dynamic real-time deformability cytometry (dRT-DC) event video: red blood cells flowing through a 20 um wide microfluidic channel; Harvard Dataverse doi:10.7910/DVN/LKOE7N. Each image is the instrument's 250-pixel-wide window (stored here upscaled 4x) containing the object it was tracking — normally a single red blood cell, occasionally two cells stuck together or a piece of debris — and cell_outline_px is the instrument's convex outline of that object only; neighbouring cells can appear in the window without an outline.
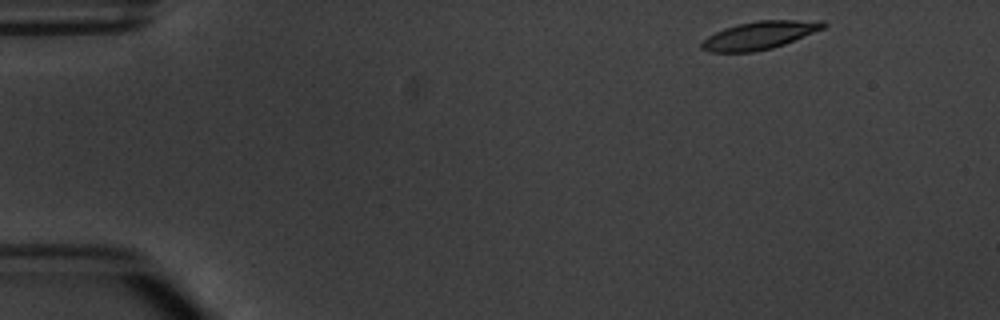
{"species": "common noctule bat (a hibernating species)", "species_latin": "Nyctalus noctula", "temperature_condition": "warm", "stored_images_in_passage": 6, "camera_frame_rate_fps": 3000, "um_per_image_px": 0.085, "animal": {"sex": "male", "body_mass_g": 20.1, "forearm_length_mm": 53.5}, "frame": {"image": 1, "passage_image": 1, "time_ms": 0.0, "image_size_px": [1000, 320], "cell_outline_px": [[828, 24], [824, 28], [784, 44], [772, 48], [752, 52], [708, 52], [700, 48], [700, 44], [708, 36], [724, 28], [736, 24], [756, 20], [824, 20]], "centroid_in_image_um": [64.56, 2.99], "position_along_channel_um": 20.4, "area_um2": 19.88}}
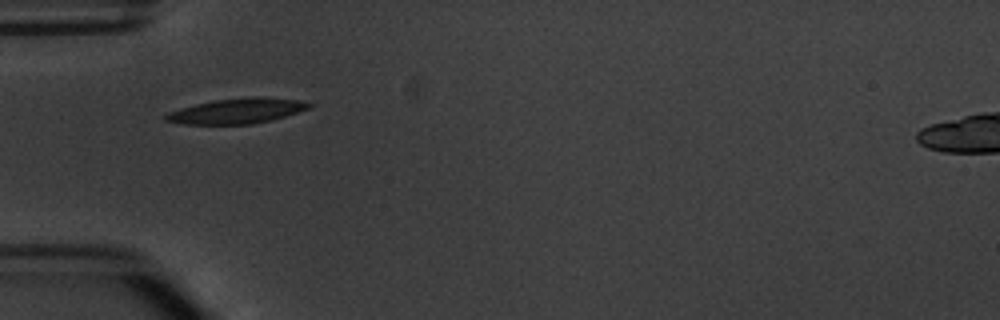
{"frame": {"image": 2, "passage_image": 4, "time_ms": 3.667, "image_size_px": [1000, 320], "cell_outline_px": [[312, 104], [308, 108], [272, 120], [252, 124], [184, 124], [164, 120], [164, 116], [168, 112], [180, 108], [212, 100], [256, 96], [300, 100]], "centroid_in_image_um": [20.1, 9.43], "position_along_channel_um": 64.9, "area_um2": 20.87}}
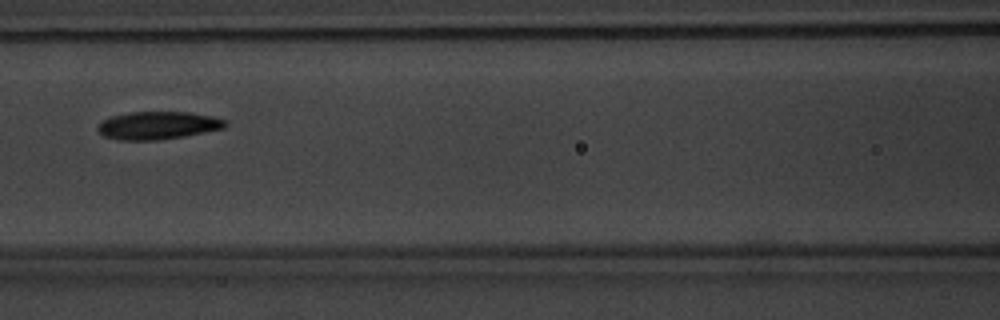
{"frame": {"image": 3, "passage_image": 6, "time_ms": 6.0, "image_size_px": [1000, 320], "cell_outline_px": [[228, 124], [224, 128], [184, 136], [160, 140], [116, 140], [104, 136], [96, 128], [104, 120], [112, 116], [128, 112], [188, 112], [212, 116], [224, 120]], "centroid_in_image_um": [13.41, 10.66], "position_along_channel_um": 153.2, "area_um2": 20.58}}